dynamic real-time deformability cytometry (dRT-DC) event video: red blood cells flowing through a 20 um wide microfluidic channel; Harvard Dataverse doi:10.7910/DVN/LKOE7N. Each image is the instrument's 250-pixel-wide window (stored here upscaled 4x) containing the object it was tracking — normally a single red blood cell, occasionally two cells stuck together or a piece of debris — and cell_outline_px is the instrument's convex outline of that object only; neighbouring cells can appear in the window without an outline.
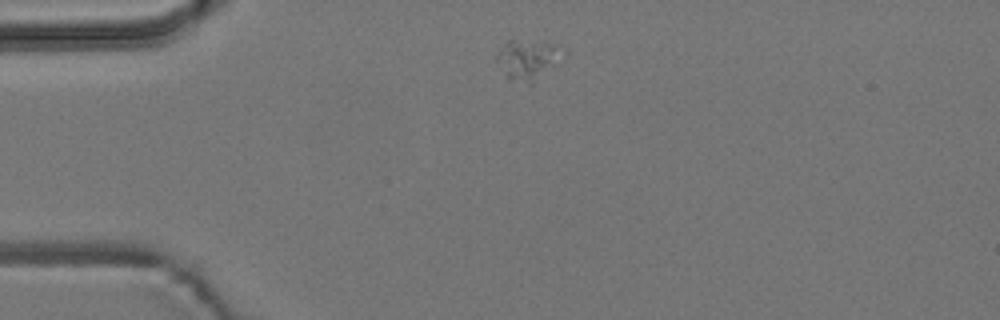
{"species": "common noctule bat (a hibernating species)", "species_latin": "Nyctalus noctula", "temperature_condition": "room temperature", "stored_images_in_passage": 3, "camera_frame_rate_fps": 3000, "um_per_image_px": 0.085, "animal": {"sex": "male", "body_mass_g": 19.2, "forearm_length_mm": 51.8}, "frame": {"image": 1, "passage_image": 1, "time_ms": 0.0, "image_size_px": [1000, 320], "cell_outline_px": [[552, 64], [532, 84], [528, 84], [512, 80], [508, 76], [496, 60], [496, 56], [504, 44], [508, 40], [516, 40], [552, 44]], "centroid_in_image_um": [44.62, 5.1], "position_along_channel_um": 40.4, "area_um2": 13.41}}
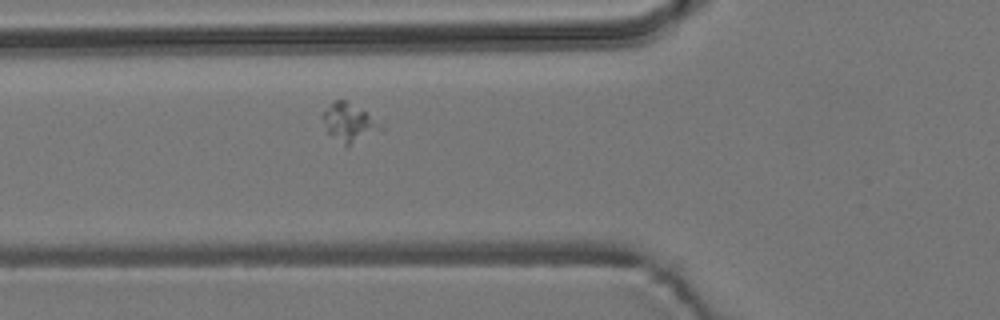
{"frame": {"image": 2, "passage_image": 3, "time_ms": 2.333, "image_size_px": [1000, 320], "cell_outline_px": [[384, 128], [348, 144], [344, 144], [328, 132], [320, 116], [336, 100], [344, 100], [364, 112]], "centroid_in_image_um": [29.61, 10.4], "position_along_channel_um": 96.2, "area_um2": 11.73}}